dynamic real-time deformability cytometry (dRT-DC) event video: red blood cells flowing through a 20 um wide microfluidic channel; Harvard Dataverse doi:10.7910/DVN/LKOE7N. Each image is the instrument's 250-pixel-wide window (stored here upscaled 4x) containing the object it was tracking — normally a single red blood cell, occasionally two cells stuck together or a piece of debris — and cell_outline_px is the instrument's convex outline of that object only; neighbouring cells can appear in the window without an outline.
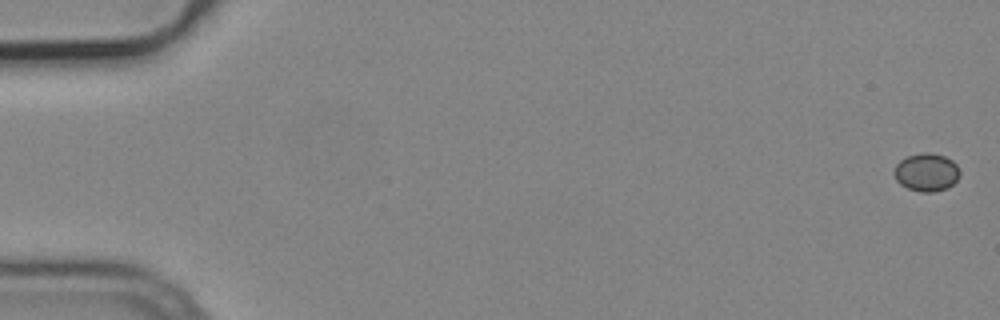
{"species": "common noctule bat (a hibernating species)", "species_latin": "Nyctalus noctula", "temperature_condition": "cold", "stored_images_in_passage": 4, "camera_frame_rate_fps": 3000, "um_per_image_px": 0.085, "animal": {"sex": "male", "body_mass_g": 19.2, "forearm_length_mm": 51.8}, "frame": {"image": 1, "passage_image": 1, "time_ms": 0.0, "image_size_px": [1000, 320], "cell_outline_px": [[960, 176], [948, 188], [932, 192], [920, 192], [908, 188], [900, 184], [896, 180], [892, 172], [896, 164], [900, 160], [908, 156], [924, 152], [928, 152], [944, 156], [952, 160], [956, 164], [960, 172]], "centroid_in_image_um": [78.73, 14.64], "position_along_channel_um": 6.3, "area_um2": 14.62}}